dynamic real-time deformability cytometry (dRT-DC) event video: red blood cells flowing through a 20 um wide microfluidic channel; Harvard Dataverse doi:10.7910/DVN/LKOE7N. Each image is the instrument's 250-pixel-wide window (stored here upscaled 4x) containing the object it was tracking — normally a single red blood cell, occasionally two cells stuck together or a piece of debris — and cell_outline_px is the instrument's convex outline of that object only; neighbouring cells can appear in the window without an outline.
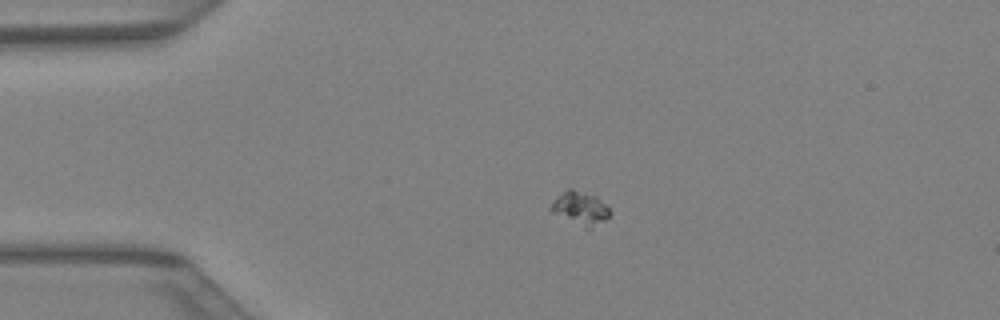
{"species": "Egyptian fruit bat (a non-hibernating species)", "species_latin": "Rousettus aegyptiacus", "temperature_condition": "warm", "stored_images_in_passage": 38, "camera_frame_rate_fps": 3000, "um_per_image_px": 0.085, "animal": {"sex": "female"}, "frame": {"image": 1, "passage_image": 5, "time_ms": 1.333, "image_size_px": [1000, 320], "cell_outline_px": [[612, 212], [604, 220], [588, 232], [552, 212], [548, 208], [552, 200], [568, 188], [572, 188], [596, 196]], "centroid_in_image_um": [49.29, 17.74], "position_along_channel_um": 35.7, "area_um2": 11.79}}
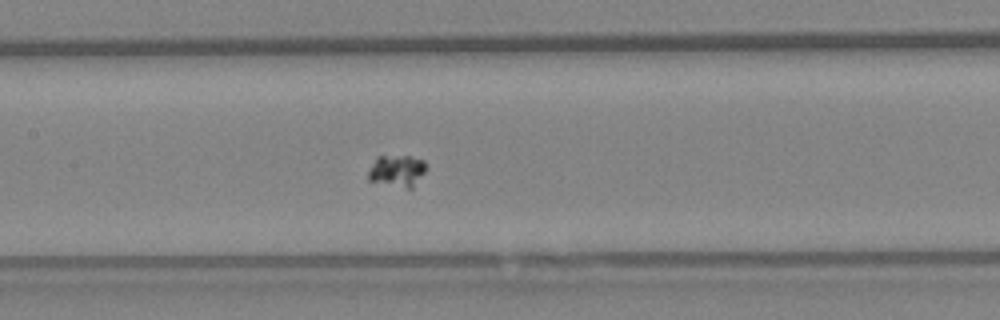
{"frame": {"image": 2, "passage_image": 16, "time_ms": 5.0, "image_size_px": [1000, 320], "cell_outline_px": [[424, 172], [412, 188], [408, 188], [368, 180], [368, 172], [376, 156], [408, 156], [424, 160]], "centroid_in_image_um": [33.72, 14.5], "position_along_channel_um": 173.7, "area_um2": 10.4}}
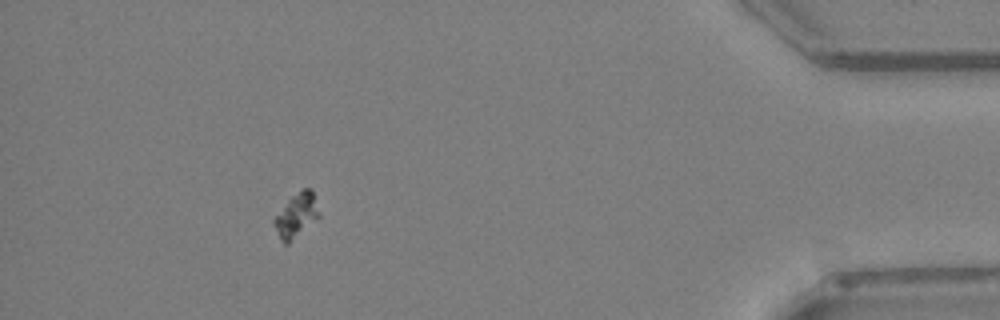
{"frame": {"image": 3, "passage_image": 34, "time_ms": 11.0, "image_size_px": [1000, 320], "cell_outline_px": [[320, 216], [288, 244], [284, 244], [280, 240], [272, 224], [272, 220], [288, 200], [300, 188], [312, 188], [320, 212]], "centroid_in_image_um": [25.18, 18.29], "position_along_channel_um": 410.0, "area_um2": 11.68}}